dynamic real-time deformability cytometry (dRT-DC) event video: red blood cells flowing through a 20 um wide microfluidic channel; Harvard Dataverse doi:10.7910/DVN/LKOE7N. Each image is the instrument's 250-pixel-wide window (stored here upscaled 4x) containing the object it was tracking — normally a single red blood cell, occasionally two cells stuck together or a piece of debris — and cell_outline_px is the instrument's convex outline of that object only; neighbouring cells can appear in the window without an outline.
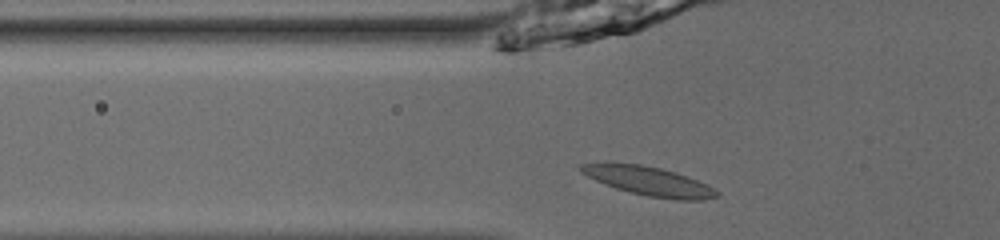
{"species": "common noctule bat (a hibernating species)", "species_latin": "Nyctalus noctula", "temperature_condition": "room temperature", "stored_images_in_passage": 36, "camera_frame_rate_fps": 3000, "um_per_image_px": 0.085, "animal": {"sex": "male", "body_mass_g": 13.0, "forearm_length_mm": 53.1}, "frame": {"image": 1, "passage_image": 3, "time_ms": 0.667, "image_size_px": [1000, 240], "cell_outline_px": [[720, 196], [700, 200], [676, 200], [648, 196], [628, 192], [604, 184], [580, 172], [576, 168], [580, 164], [640, 164], [660, 168], [676, 172], [688, 176], [708, 184], [720, 192]], "centroid_in_image_um": [55.22, 15.41], "position_along_channel_um": 70.6, "area_um2": 22.83}}
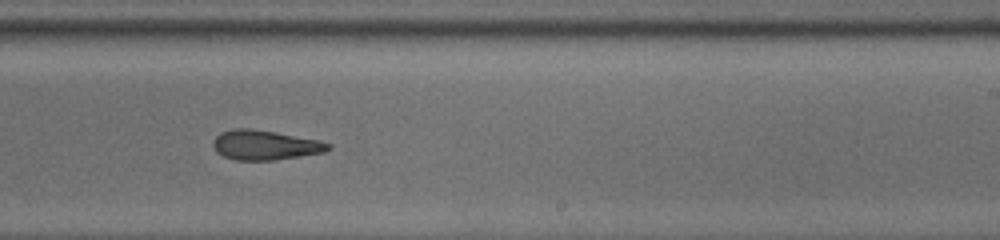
{"frame": {"image": 2, "passage_image": 18, "time_ms": 5.667, "image_size_px": [1000, 240], "cell_outline_px": [[332, 148], [324, 152], [300, 156], [272, 160], [236, 160], [224, 156], [216, 152], [212, 144], [212, 140], [220, 132], [232, 128], [248, 128], [276, 132], [320, 140], [332, 144]], "centroid_in_image_um": [22.52, 12.32], "position_along_channel_um": 266.5, "area_um2": 20.06}}
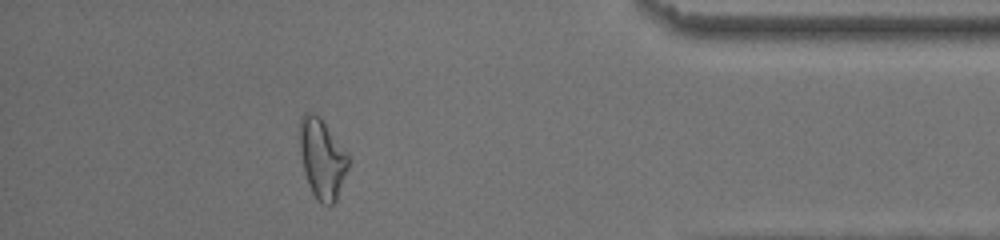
{"frame": {"image": 3, "passage_image": 31, "time_ms": 10.0, "image_size_px": [1000, 240], "cell_outline_px": [[348, 168], [336, 200], [328, 208], [320, 204], [316, 200], [308, 184], [304, 172], [300, 152], [300, 116], [304, 112], [312, 112], [320, 116], [348, 156]], "centroid_in_image_um": [27.35, 13.51], "position_along_channel_um": 407.8, "area_um2": 22.54}, "authors_computed_cell_mechanics": {"area_um2": 20.8369, "velocity_mm_per_s": 3.924, "shape_relaxation_time_tau1_ms": null, "shape_relaxation_time_tau2_ms": 3.1759, "deformation_change_tau1": null, "deformation_change_tau2": 0.1138}}